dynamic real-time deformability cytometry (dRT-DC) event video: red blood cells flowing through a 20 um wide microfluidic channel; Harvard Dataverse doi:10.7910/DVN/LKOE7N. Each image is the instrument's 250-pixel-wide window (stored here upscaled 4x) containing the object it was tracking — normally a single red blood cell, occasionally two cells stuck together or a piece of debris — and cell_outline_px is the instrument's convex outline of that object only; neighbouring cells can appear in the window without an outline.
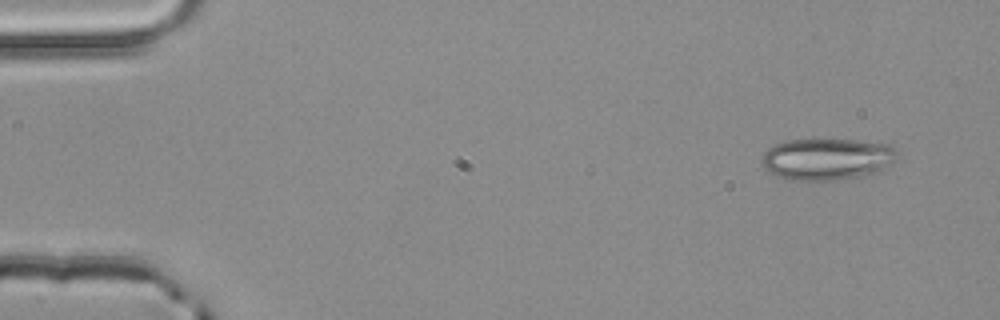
{"species": "common noctule bat (a hibernating species)", "species_latin": "Nyctalus noctula", "temperature_condition": "room temperature", "stored_images_in_passage": 4, "camera_frame_rate_fps": 3000, "um_per_image_px": 0.085, "animal": {"sex": "male", "body_mass_g": 20.4}, "frame": {"image": 1, "passage_image": 1, "time_ms": 0.0, "image_size_px": [1000, 320], "cell_outline_px": [[896, 160], [876, 172], [836, 180], [792, 180], [776, 176], [768, 172], [764, 168], [760, 160], [764, 152], [768, 148], [784, 140], [812, 136], [856, 140], [888, 144], [896, 148]], "centroid_in_image_um": [70.22, 13.46], "position_along_channel_um": 14.8, "area_um2": 33.81}}